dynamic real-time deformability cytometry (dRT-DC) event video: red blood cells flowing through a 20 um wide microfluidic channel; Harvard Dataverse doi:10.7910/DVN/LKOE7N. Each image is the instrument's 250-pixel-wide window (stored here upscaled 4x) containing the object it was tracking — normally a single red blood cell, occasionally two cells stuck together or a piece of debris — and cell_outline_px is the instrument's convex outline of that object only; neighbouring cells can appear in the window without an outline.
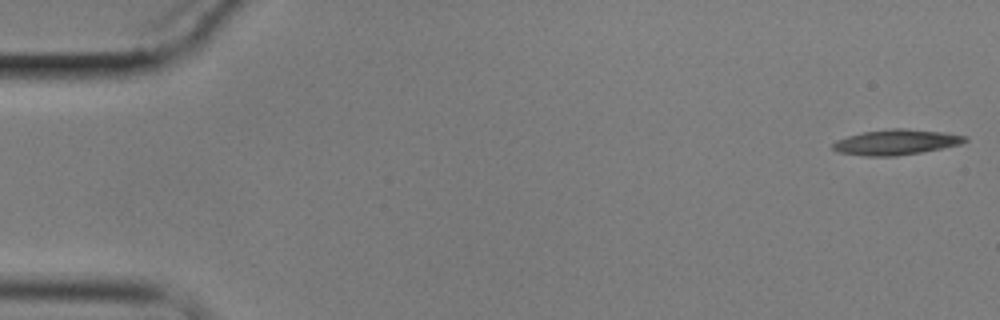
{"species": "common noctule bat (a hibernating species)", "species_latin": "Nyctalus noctula", "temperature_condition": "cold", "stored_images_in_passage": 4, "camera_frame_rate_fps": 3000, "um_per_image_px": 0.085, "animal": {"sex": "male", "body_mass_g": 17.9}, "frame": {"image": 1, "passage_image": 1, "time_ms": 0.0, "image_size_px": [1000, 320], "cell_outline_px": [[968, 140], [960, 144], [920, 152], [896, 156], [864, 156], [836, 152], [832, 148], [832, 144], [836, 140], [848, 136], [864, 132], [892, 128], [904, 128], [944, 132], [968, 136]], "centroid_in_image_um": [76.15, 12.08], "position_along_channel_um": 8.9, "area_um2": 19.48}}